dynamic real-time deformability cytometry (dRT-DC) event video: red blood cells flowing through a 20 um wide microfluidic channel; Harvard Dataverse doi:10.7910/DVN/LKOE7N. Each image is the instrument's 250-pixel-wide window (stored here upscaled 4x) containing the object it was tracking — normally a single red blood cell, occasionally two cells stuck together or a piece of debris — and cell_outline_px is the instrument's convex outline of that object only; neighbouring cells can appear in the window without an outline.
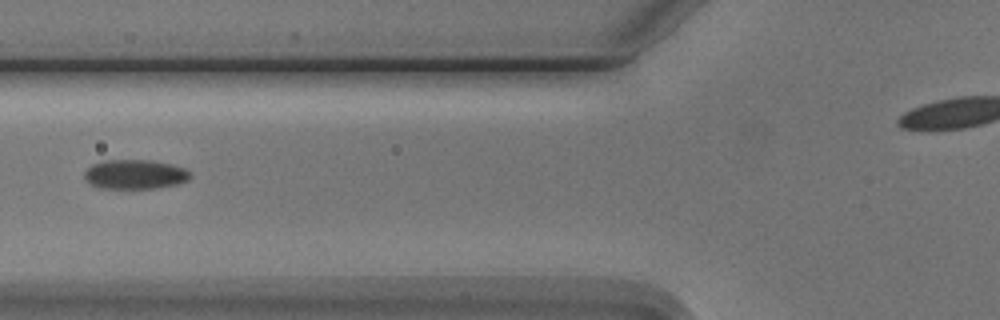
{"species": "Egyptian fruit bat (a non-hibernating species)", "species_latin": "Rousettus aegyptiacus", "temperature_condition": "cold", "stored_images_in_passage": 2, "camera_frame_rate_fps": 3000, "um_per_image_px": 0.085, "animal": {"sex": "male"}, "frame": {"image": 1, "passage_image": 2, "time_ms": 1.0, "image_size_px": [1000, 320], "cell_outline_px": [[192, 176], [188, 180], [176, 184], [156, 188], [100, 188], [88, 184], [84, 180], [84, 172], [92, 164], [104, 160], [148, 160], [168, 164], [184, 168]], "centroid_in_image_um": [11.41, 14.82], "position_along_channel_um": 114.4, "area_um2": 18.09}}